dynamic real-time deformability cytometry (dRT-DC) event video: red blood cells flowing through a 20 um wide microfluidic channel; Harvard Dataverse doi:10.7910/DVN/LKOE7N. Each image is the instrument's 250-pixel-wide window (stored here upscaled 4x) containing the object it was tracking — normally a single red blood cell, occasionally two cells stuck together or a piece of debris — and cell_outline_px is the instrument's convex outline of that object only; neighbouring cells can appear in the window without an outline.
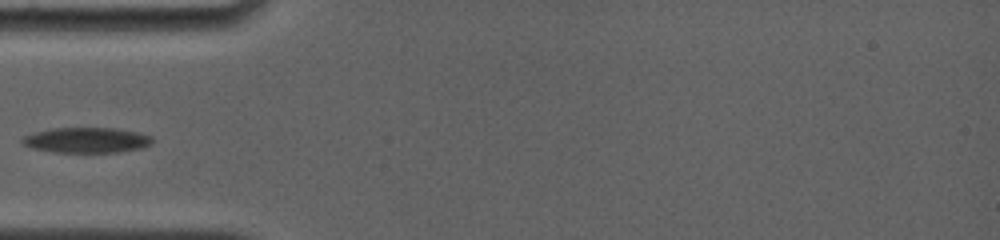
{"species": "common noctule bat (a hibernating species)", "species_latin": "Nyctalus noctula", "temperature_condition": "room temperature", "stored_images_in_passage": 6, "camera_frame_rate_fps": 4000, "um_per_image_px": 0.085, "animal": {"sex": "female", "body_mass_g": 19.0, "forearm_length_mm": 56.7}, "frame": {"image": 1, "passage_image": 1, "time_ms": 0.0, "image_size_px": [1000, 240], "cell_outline_px": [[152, 140], [148, 144], [140, 148], [116, 152], [56, 152], [32, 148], [24, 144], [20, 140], [24, 136], [48, 128], [116, 128], [136, 132], [152, 136]], "centroid_in_image_um": [7.32, 11.9], "position_along_channel_um": 77.7, "area_um2": 18.96}}
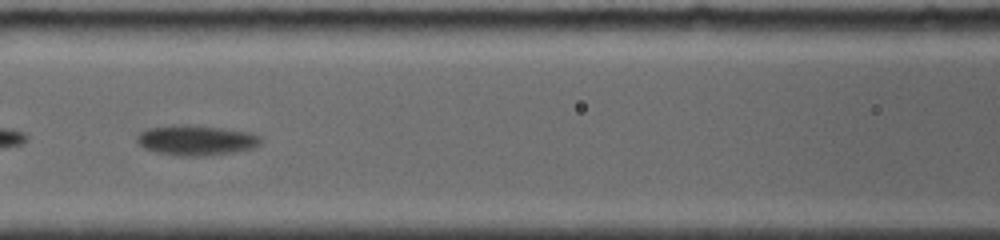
{"frame": {"image": 2, "passage_image": 3, "time_ms": 2.0, "image_size_px": [1000, 240], "cell_outline_px": [[260, 144], [252, 148], [232, 152], [200, 156], [184, 156], [160, 152], [144, 148], [136, 140], [136, 136], [140, 132], [148, 128], [172, 124], [188, 124], [252, 132], [260, 136]], "centroid_in_image_um": [16.66, 11.89], "position_along_channel_um": 149.9, "area_um2": 21.62}}
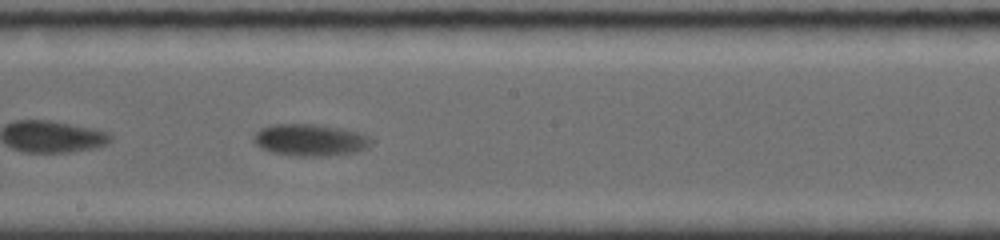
{"frame": {"image": 3, "passage_image": 5, "time_ms": 4.0, "image_size_px": [1000, 240], "cell_outline_px": [[372, 140], [364, 148], [356, 152], [328, 156], [296, 156], [276, 152], [260, 148], [252, 140], [252, 136], [260, 128], [272, 124], [316, 124], [340, 128], [356, 132], [368, 136]], "centroid_in_image_um": [26.3, 11.89], "position_along_channel_um": 221.9, "area_um2": 21.68}}